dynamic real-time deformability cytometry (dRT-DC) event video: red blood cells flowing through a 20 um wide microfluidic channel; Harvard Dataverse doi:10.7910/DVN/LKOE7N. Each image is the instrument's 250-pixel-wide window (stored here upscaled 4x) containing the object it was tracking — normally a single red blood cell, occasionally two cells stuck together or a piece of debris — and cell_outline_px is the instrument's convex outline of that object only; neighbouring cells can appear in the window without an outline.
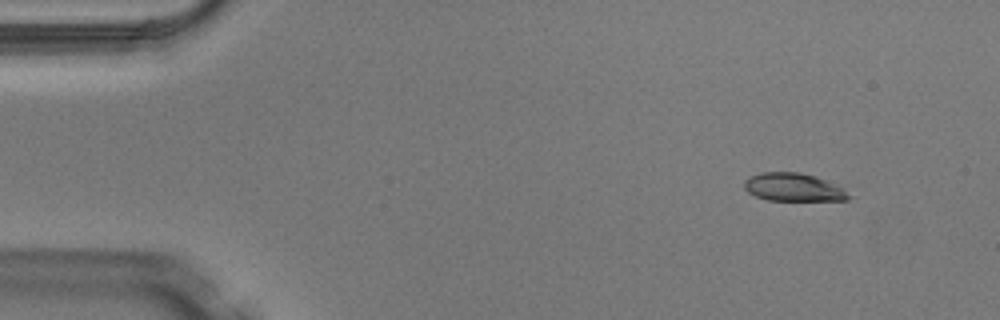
{"species": "Egyptian fruit bat (a non-hibernating species)", "species_latin": "Rousettus aegyptiacus", "temperature_condition": "warm", "stored_images_in_passage": 3, "camera_frame_rate_fps": 3000, "um_per_image_px": 0.085, "animal": {"sex": "male"}, "frame": {"image": 1, "passage_image": 1, "time_ms": 0.0, "image_size_px": [1000, 320], "cell_outline_px": [[852, 196], [848, 200], [768, 200], [756, 196], [748, 192], [744, 188], [744, 180], [748, 176], [760, 172], [800, 172], [816, 176], [828, 180], [844, 188]], "centroid_in_image_um": [67.46, 15.9], "position_along_channel_um": 17.5, "area_um2": 17.34}}